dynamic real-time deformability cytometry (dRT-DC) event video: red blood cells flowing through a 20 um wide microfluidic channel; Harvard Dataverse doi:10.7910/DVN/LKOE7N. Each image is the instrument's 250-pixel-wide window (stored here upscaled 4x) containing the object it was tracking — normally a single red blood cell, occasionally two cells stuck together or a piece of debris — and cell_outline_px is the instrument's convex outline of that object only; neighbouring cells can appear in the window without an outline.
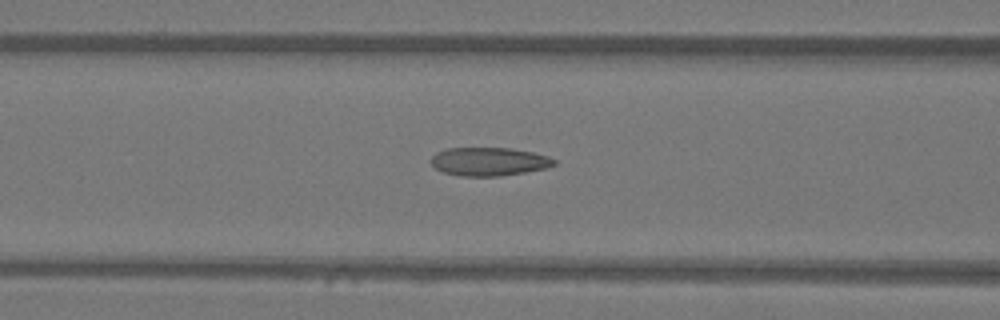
{"species": "Egyptian fruit bat (a non-hibernating species)", "species_latin": "Rousettus aegyptiacus", "temperature_condition": "warm", "stored_images_in_passage": 46, "camera_frame_rate_fps": 3000, "um_per_image_px": 0.085, "animal": {"sex": "female"}, "frame": {"image": 1, "passage_image": 21, "time_ms": 6.667, "image_size_px": [1000, 320], "cell_outline_px": [[556, 164], [548, 168], [500, 176], [460, 176], [444, 172], [436, 168], [432, 164], [432, 156], [436, 152], [448, 148], [512, 148], [532, 152], [548, 156], [556, 160]], "centroid_in_image_um": [41.59, 13.73], "position_along_channel_um": 125.0, "area_um2": 20.35}}
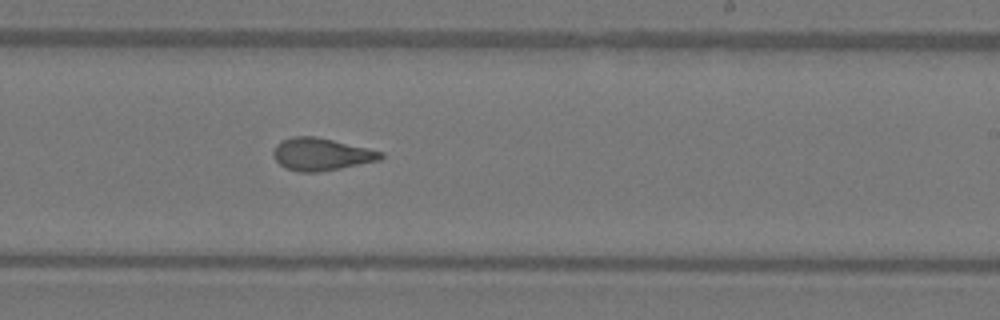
{"frame": {"image": 2, "passage_image": 31, "time_ms": 10.0, "image_size_px": [1000, 320], "cell_outline_px": [[384, 156], [380, 160], [340, 168], [316, 172], [300, 172], [288, 168], [280, 164], [272, 156], [272, 152], [276, 144], [280, 140], [292, 136], [316, 136], [368, 148], [384, 152]], "centroid_in_image_um": [27.29, 13.09], "position_along_channel_um": 261.7, "area_um2": 20.29}}
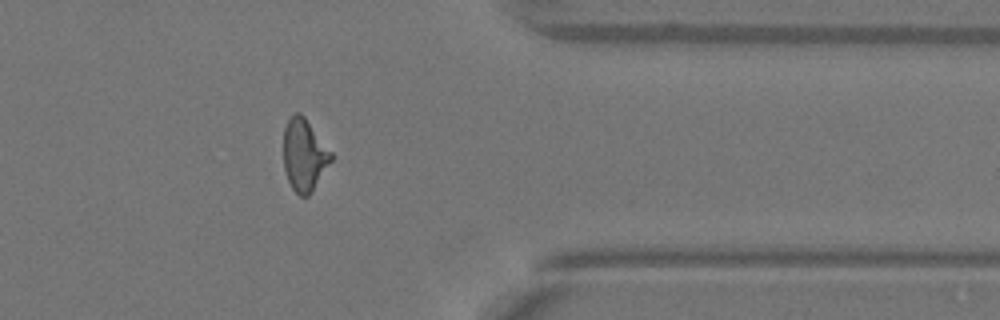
{"frame": {"image": 3, "passage_image": 41, "time_ms": 13.333, "image_size_px": [1000, 320], "cell_outline_px": [[332, 160], [312, 192], [308, 196], [300, 196], [292, 188], [288, 180], [284, 168], [284, 128], [292, 112], [300, 112], [304, 116], [332, 152]], "centroid_in_image_um": [25.86, 13.16], "position_along_channel_um": 385.5, "area_um2": 20.0}, "authors_computed_cell_mechanics": {"area_um2": 20.808, "velocity_mm_per_s": 4.1073, "shape_relaxation_time_tau1_ms": 8.9177, "shape_relaxation_time_tau2_ms": 1.7696, "deformation_change_tau1": 0.2268, "deformation_change_tau2": 0.0891}}